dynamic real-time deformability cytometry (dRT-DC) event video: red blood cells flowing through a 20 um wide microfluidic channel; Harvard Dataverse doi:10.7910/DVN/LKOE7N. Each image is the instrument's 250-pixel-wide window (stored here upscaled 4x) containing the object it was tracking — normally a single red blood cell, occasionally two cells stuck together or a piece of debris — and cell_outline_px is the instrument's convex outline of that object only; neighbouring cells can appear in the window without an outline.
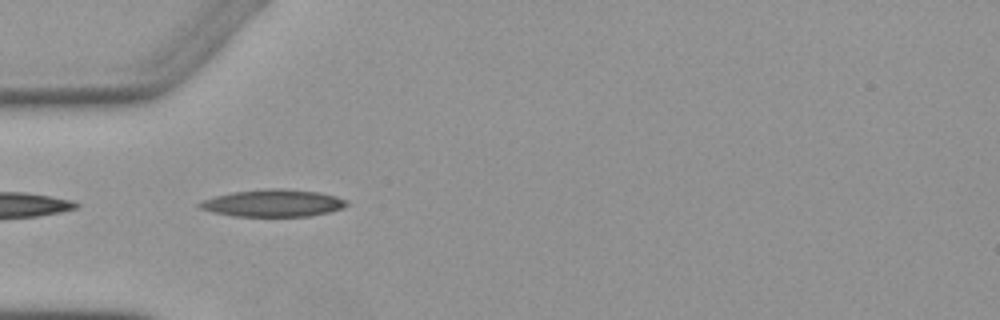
{"species": "Egyptian fruit bat (a non-hibernating species)", "species_latin": "Rousettus aegyptiacus", "temperature_condition": "warm", "stored_images_in_passage": 2, "camera_frame_rate_fps": 3000, "um_per_image_px": 0.085, "animal": {"sex": "female"}, "frame": {"image": 1, "passage_image": 1, "time_ms": 0.0, "image_size_px": [1000, 320], "cell_outline_px": [[348, 204], [344, 208], [328, 212], [308, 216], [236, 216], [212, 212], [200, 208], [196, 204], [204, 200], [216, 196], [232, 192], [264, 188], [284, 188], [320, 192], [336, 196], [348, 200]], "centroid_in_image_um": [23.24, 17.25], "position_along_channel_um": 61.8, "area_um2": 23.41}}